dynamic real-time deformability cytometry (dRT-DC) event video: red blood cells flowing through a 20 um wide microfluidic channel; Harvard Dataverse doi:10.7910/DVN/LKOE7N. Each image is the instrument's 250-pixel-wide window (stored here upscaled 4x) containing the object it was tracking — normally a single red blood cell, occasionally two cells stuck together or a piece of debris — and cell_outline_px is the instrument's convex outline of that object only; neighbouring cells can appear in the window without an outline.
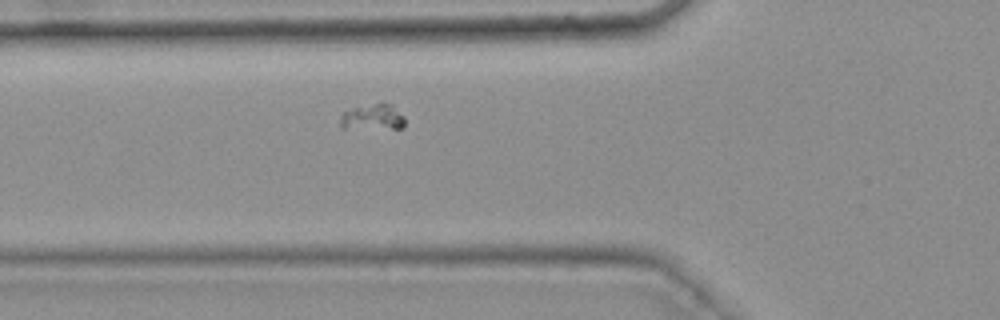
{"species": "common noctule bat (a hibernating species)", "species_latin": "Nyctalus noctula", "temperature_condition": "warm", "stored_images_in_passage": 43, "camera_frame_rate_fps": 3000, "um_per_image_px": 0.085, "animal": {"sex": "female", "body_mass_g": 25.1}, "frame": {"image": 1, "passage_image": 10, "time_ms": 3.0, "image_size_px": [1000, 320], "cell_outline_px": [[404, 128], [340, 128], [340, 116], [344, 112], [352, 108], [380, 100], [392, 104], [404, 116]], "centroid_in_image_um": [31.69, 9.91], "position_along_channel_um": 94.1, "area_um2": 10.12}}
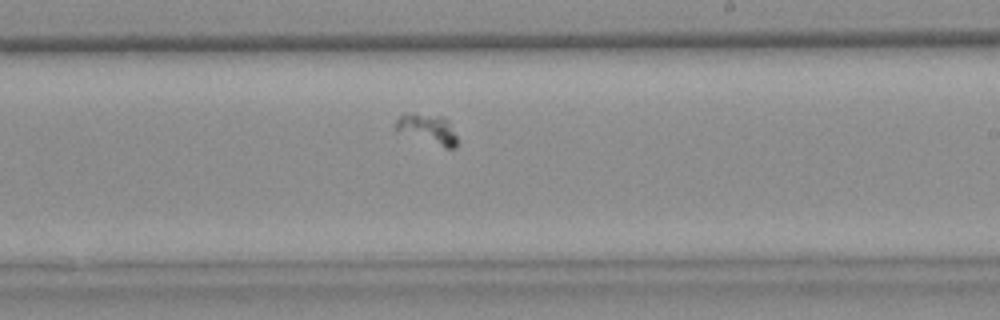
{"frame": {"image": 2, "passage_image": 23, "time_ms": 7.333, "image_size_px": [1000, 320], "cell_outline_px": [[456, 148], [444, 148], [396, 128], [392, 124], [404, 112], [412, 112], [444, 116], [448, 120], [456, 136]], "centroid_in_image_um": [36.37, 10.91], "position_along_channel_um": 252.6, "area_um2": 10.46}}
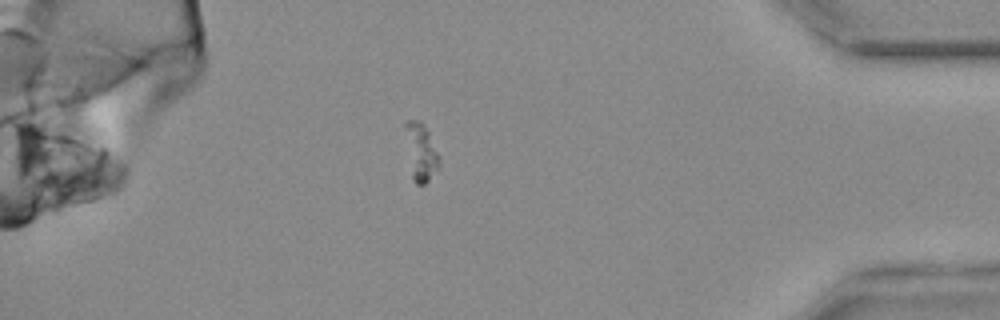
{"frame": {"image": 3, "passage_image": 38, "time_ms": 12.333, "image_size_px": [1000, 320], "cell_outline_px": [[440, 168], [424, 184], [416, 184], [412, 180], [404, 124], [404, 120], [420, 120], [424, 124], [440, 156]], "centroid_in_image_um": [35.79, 12.91], "position_along_channel_um": 399.4, "area_um2": 11.44}}